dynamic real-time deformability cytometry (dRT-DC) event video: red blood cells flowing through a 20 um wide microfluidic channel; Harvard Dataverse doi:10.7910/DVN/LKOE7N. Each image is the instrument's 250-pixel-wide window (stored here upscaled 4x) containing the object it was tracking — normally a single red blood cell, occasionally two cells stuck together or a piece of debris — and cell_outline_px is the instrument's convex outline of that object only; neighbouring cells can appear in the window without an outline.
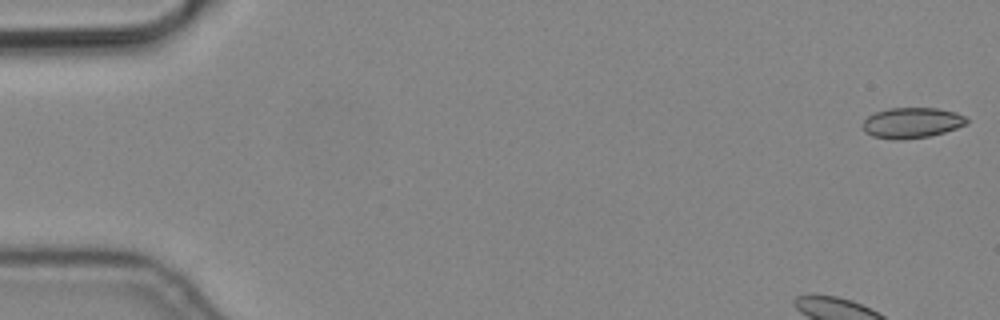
{"species": "common noctule bat (a hibernating species)", "species_latin": "Nyctalus noctula", "temperature_condition": "cold", "stored_images_in_passage": 15, "camera_frame_rate_fps": 3000, "um_per_image_px": 0.085, "animal": {"sex": "male", "body_mass_g": 19.2, "forearm_length_mm": 51.8}, "frame": {"image": 1, "passage_image": 1, "time_ms": 0.0, "image_size_px": [1000, 320], "cell_outline_px": [[968, 124], [944, 132], [928, 136], [900, 140], [892, 140], [872, 136], [864, 132], [860, 124], [868, 116], [876, 112], [888, 108], [936, 108], [956, 112], [964, 116], [968, 120]], "centroid_in_image_um": [77.47, 10.44], "position_along_channel_um": 7.5, "area_um2": 18.67}}
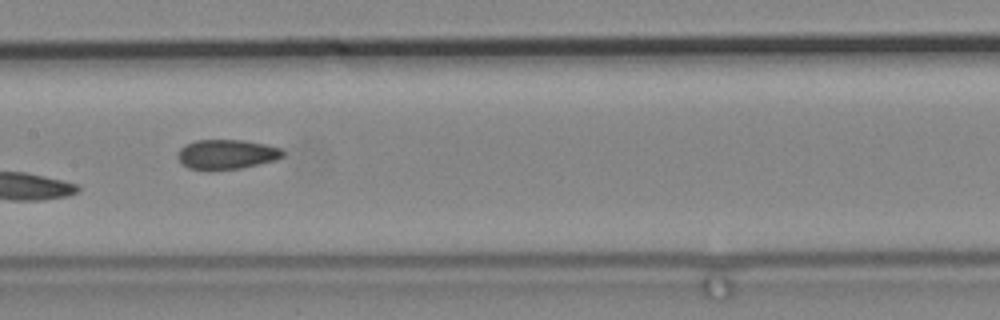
{"frame": {"image": 2, "passage_image": 8, "time_ms": 2.333, "image_size_px": [1000, 320], "cell_outline_px": [[284, 156], [276, 160], [240, 168], [188, 168], [176, 156], [176, 152], [184, 144], [196, 140], [244, 140], [264, 144], [280, 148], [284, 152]], "centroid_in_image_um": [19.26, 13.08], "position_along_channel_um": 188.1, "area_um2": 17.8}}
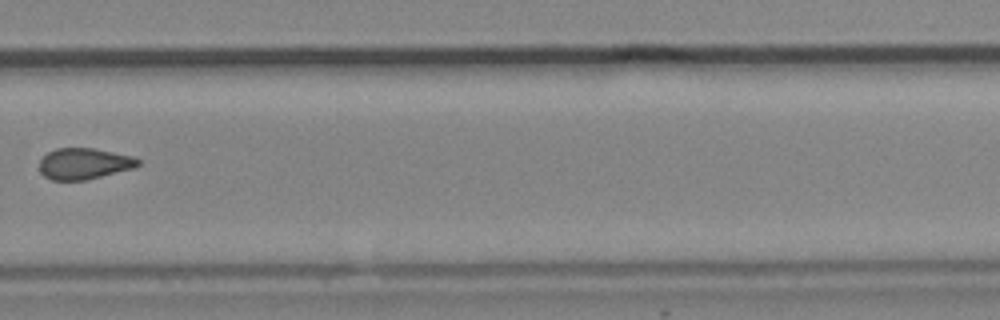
{"frame": {"image": 3, "passage_image": 11, "time_ms": 3.333, "image_size_px": [1000, 320], "cell_outline_px": [[140, 164], [136, 168], [84, 180], [52, 180], [44, 176], [40, 172], [40, 160], [48, 152], [56, 148], [92, 148], [132, 156], [140, 160]], "centroid_in_image_um": [7.15, 13.91], "position_along_channel_um": 322.6, "area_um2": 17.86}}